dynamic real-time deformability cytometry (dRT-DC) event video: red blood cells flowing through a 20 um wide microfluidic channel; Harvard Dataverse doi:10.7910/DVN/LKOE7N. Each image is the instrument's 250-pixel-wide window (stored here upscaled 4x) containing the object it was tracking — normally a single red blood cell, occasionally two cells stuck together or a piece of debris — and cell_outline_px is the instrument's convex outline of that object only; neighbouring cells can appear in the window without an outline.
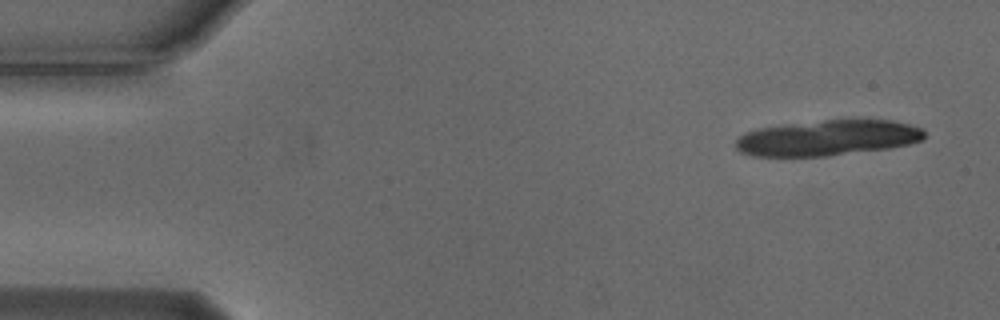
{"species": "Egyptian fruit bat (a non-hibernating species)", "species_latin": "Rousettus aegyptiacus", "temperature_condition": "cold", "stored_images_in_passage": 11, "camera_frame_rate_fps": 3000, "um_per_image_px": 0.085, "animal": {"sex": "male"}, "frame": {"image": 1, "passage_image": 3, "time_ms": 0.667, "image_size_px": [1000, 320], "cell_outline_px": [[924, 136], [920, 140], [908, 144], [888, 148], [828, 156], [752, 156], [740, 152], [736, 148], [736, 140], [740, 136], [748, 132], [760, 128], [824, 120], [892, 120], [924, 128]], "centroid_in_image_um": [70.36, 11.73], "position_along_channel_um": 14.6, "area_um2": 38.67}}